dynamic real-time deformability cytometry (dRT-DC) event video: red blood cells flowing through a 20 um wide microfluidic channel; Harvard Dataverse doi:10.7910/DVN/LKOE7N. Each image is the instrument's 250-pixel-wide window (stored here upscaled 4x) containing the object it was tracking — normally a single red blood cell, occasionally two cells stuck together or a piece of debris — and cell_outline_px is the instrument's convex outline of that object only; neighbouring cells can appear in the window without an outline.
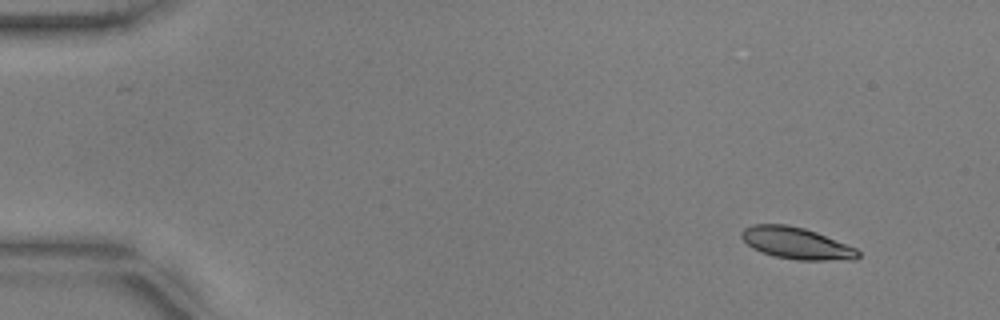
{"species": "common noctule bat (a hibernating species)", "species_latin": "Nyctalus noctula", "temperature_condition": "warm", "stored_images_in_passage": 13, "camera_frame_rate_fps": 3000, "um_per_image_px": 0.085, "animal": {"sex": "male", "body_mass_g": 17.9, "forearm_length_mm": 54.2}, "frame": {"image": 1, "passage_image": 1, "time_ms": 0.0, "image_size_px": [1000, 320], "cell_outline_px": [[860, 256], [856, 260], [796, 260], [776, 256], [752, 248], [740, 236], [740, 232], [744, 228], [752, 224], [788, 224], [804, 228], [816, 232], [856, 248], [860, 252]], "centroid_in_image_um": [67.7, 20.67], "position_along_channel_um": 17.3, "area_um2": 21.5}}